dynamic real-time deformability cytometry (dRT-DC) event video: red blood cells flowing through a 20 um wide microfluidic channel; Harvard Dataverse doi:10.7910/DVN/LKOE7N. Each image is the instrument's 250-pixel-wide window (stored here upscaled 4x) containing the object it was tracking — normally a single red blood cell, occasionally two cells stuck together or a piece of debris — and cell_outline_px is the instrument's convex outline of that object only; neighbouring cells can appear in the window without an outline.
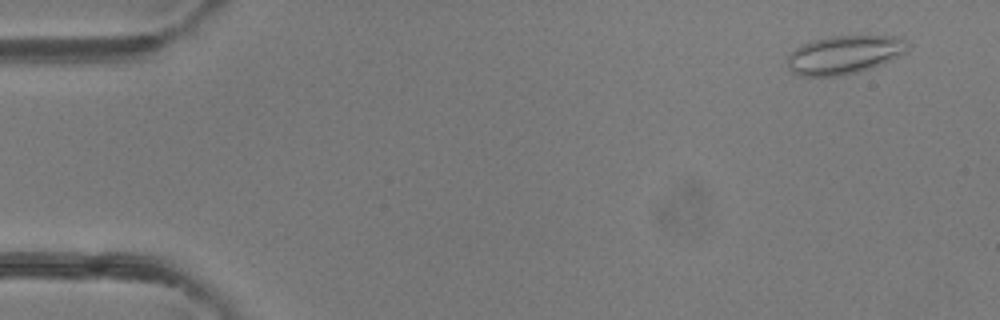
{"species": "common noctule bat (a hibernating species)", "species_latin": "Nyctalus noctula", "temperature_condition": "room temperature", "stored_images_in_passage": 48, "camera_frame_rate_fps": 3000, "um_per_image_px": 0.085, "animal": {"sex": "female"}, "frame": {"image": 1, "passage_image": 3, "time_ms": 0.667, "image_size_px": [1000, 320], "cell_outline_px": [[912, 44], [904, 52], [872, 68], [840, 76], [800, 76], [792, 72], [788, 68], [788, 56], [796, 48], [804, 44], [816, 40], [832, 36], [904, 36]], "centroid_in_image_um": [71.8, 4.65], "position_along_channel_um": 13.2, "area_um2": 26.82}}
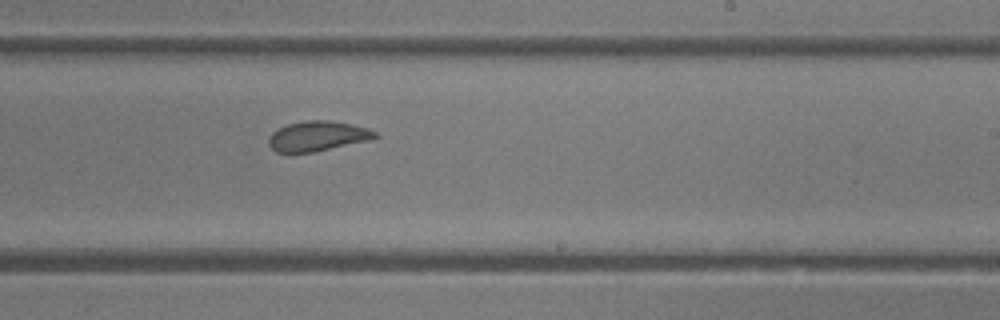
{"frame": {"image": 2, "passage_image": 29, "time_ms": 9.333, "image_size_px": [1000, 320], "cell_outline_px": [[380, 136], [376, 140], [312, 152], [276, 152], [268, 144], [268, 140], [272, 132], [288, 124], [304, 120], [328, 120], [352, 124], [368, 128], [376, 132]], "centroid_in_image_um": [27.08, 11.57], "position_along_channel_um": 261.9, "area_um2": 18.84}}
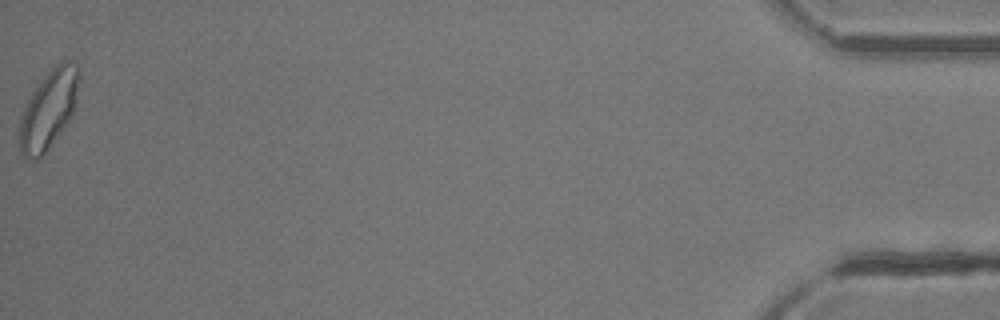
{"frame": {"image": 3, "passage_image": 48, "time_ms": 15.667, "image_size_px": [1000, 320], "cell_outline_px": [[80, 72], [76, 108], [44, 156], [36, 160], [24, 160], [20, 152], [20, 116], [32, 92], [44, 76], [60, 60], [68, 60], [76, 64]], "centroid_in_image_um": [4.14, 9.32], "position_along_channel_um": 431.1, "area_um2": 27.46}, "authors_computed_cell_mechanics": {"area_um2": 21.0392, "velocity_mm_per_s": 4.2978, "shape_relaxation_time_tau1_ms": null, "shape_relaxation_time_tau2_ms": 0.7202, "deformation_change_tau1": null, "deformation_change_tau2": 0.0775}}